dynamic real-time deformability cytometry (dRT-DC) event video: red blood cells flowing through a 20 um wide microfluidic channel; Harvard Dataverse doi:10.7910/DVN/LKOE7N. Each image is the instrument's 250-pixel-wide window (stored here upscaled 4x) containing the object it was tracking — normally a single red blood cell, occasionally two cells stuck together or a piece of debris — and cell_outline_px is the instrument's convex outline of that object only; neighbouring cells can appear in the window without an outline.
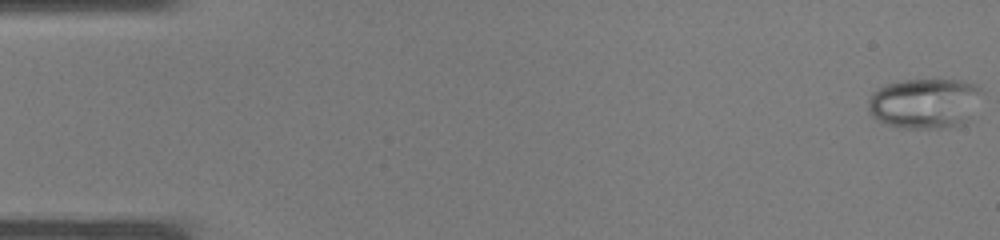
{"species": "common noctule bat (a hibernating species)", "species_latin": "Nyctalus noctula", "temperature_condition": "warm", "stored_images_in_passage": 38, "camera_frame_rate_fps": 3000, "um_per_image_px": 0.085, "animal": {"sex": "male", "body_mass_g": 19.0, "forearm_length_mm": 50.8}, "frame": {"image": 1, "passage_image": 1, "time_ms": 0.0, "image_size_px": [1000, 240], "cell_outline_px": [[980, 92], [968, 120], [964, 124], [940, 128], [908, 128], [888, 124], [876, 120], [868, 112], [868, 100], [872, 92], [884, 84], [900, 80], [964, 80], [976, 84], [980, 88]], "centroid_in_image_um": [78.54, 8.76], "position_along_channel_um": 6.5, "area_um2": 33.18}}
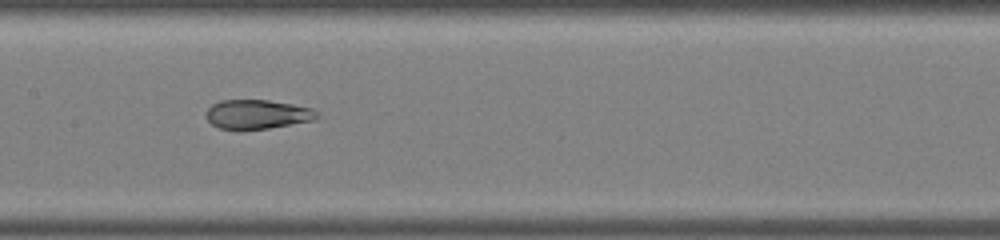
{"frame": {"image": 2, "passage_image": 19, "time_ms": 6.0, "image_size_px": [1000, 240], "cell_outline_px": [[320, 116], [316, 120], [268, 128], [220, 128], [212, 124], [208, 120], [208, 108], [212, 104], [220, 100], [268, 100], [292, 104], [312, 108], [320, 112]], "centroid_in_image_um": [21.95, 9.69], "position_along_channel_um": 185.4, "area_um2": 18.61}}
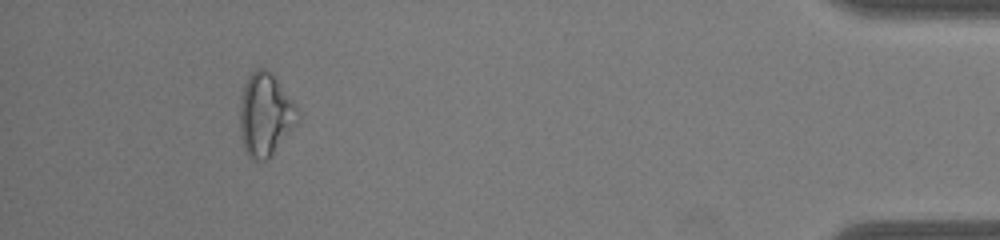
{"frame": {"image": 3, "passage_image": 35, "time_ms": 11.333, "image_size_px": [1000, 240], "cell_outline_px": [[300, 116], [296, 124], [268, 160], [252, 160], [248, 156], [244, 148], [240, 136], [240, 104], [244, 84], [252, 68], [264, 68], [272, 72], [296, 104], [300, 112]], "centroid_in_image_um": [22.55, 9.72], "position_along_channel_um": 412.6, "area_um2": 28.32}}